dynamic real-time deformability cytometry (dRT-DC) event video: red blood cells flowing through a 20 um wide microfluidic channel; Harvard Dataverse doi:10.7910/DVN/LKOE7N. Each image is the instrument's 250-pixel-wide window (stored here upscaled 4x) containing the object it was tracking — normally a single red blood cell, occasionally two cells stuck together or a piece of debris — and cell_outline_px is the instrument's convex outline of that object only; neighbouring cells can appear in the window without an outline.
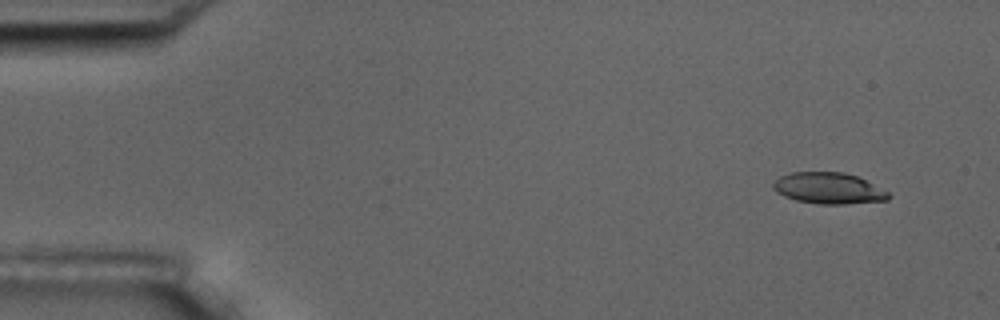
{"species": "common noctule bat (a hibernating species)", "species_latin": "Nyctalus noctula", "temperature_condition": "room temperature", "stored_images_in_passage": 3, "camera_frame_rate_fps": 3000, "um_per_image_px": 0.085, "animal": {"sex": "male", "body_mass_g": 17.5, "forearm_length_mm": 52.3}, "frame": {"image": 1, "passage_image": 1, "time_ms": 0.0, "image_size_px": [1000, 320], "cell_outline_px": [[892, 196], [888, 200], [844, 204], [820, 204], [796, 200], [784, 196], [776, 192], [772, 188], [772, 184], [780, 176], [792, 172], [844, 172], [856, 176], [888, 192]], "centroid_in_image_um": [70.4, 16.0], "position_along_channel_um": 14.6, "area_um2": 20.87}}